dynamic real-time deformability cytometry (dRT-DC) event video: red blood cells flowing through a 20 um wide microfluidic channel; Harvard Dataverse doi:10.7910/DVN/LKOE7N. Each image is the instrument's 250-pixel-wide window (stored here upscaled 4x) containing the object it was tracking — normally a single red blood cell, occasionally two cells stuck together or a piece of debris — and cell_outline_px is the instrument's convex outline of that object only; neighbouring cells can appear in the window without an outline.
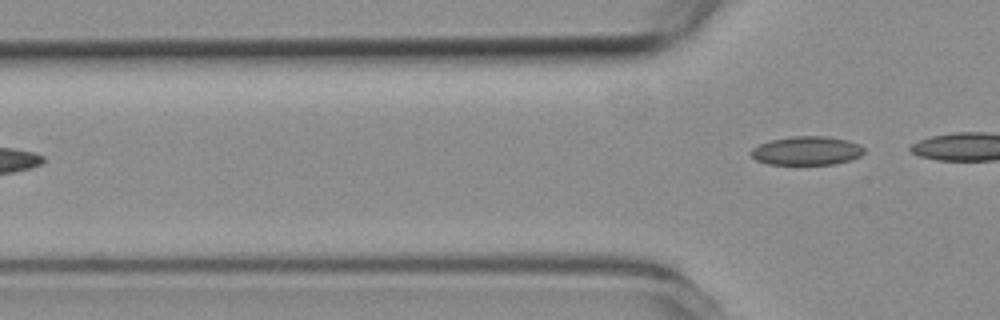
{"species": "common noctule bat (a hibernating species)", "species_latin": "Nyctalus noctula", "temperature_condition": "room temperature", "stored_images_in_passage": 6, "camera_frame_rate_fps": 3000, "um_per_image_px": 0.085, "animal": {"sex": "female", "body_mass_g": 19.3, "forearm_length_mm": 54.1}, "frame": {"image": 1, "passage_image": 6, "time_ms": 1.667, "image_size_px": [1000, 320], "cell_outline_px": [[864, 152], [860, 156], [852, 160], [836, 164], [768, 164], [756, 160], [748, 152], [752, 148], [760, 144], [772, 140], [792, 136], [824, 136], [848, 140], [860, 144], [864, 148]], "centroid_in_image_um": [68.59, 12.81], "position_along_channel_um": 57.2, "area_um2": 19.02}}